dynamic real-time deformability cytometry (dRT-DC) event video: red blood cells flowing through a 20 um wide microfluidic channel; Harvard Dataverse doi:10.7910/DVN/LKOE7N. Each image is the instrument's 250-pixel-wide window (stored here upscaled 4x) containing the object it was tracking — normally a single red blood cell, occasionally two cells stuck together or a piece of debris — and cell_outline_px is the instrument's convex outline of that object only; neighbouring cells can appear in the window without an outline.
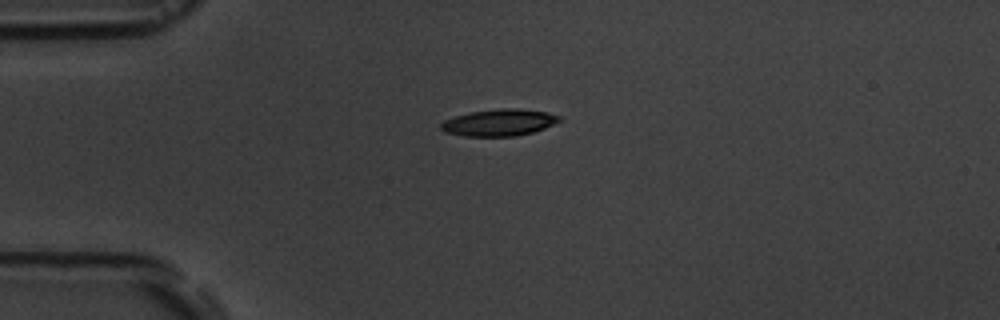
{"species": "common noctule bat (a hibernating species)", "species_latin": "Nyctalus noctula", "temperature_condition": "room temperature", "stored_images_in_passage": 13, "camera_frame_rate_fps": 3000, "um_per_image_px": 0.085, "animal": {"sex": "male", "body_mass_g": 19.5, "forearm_length_mm": 54.6}, "frame": {"image": 1, "passage_image": 1, "time_ms": 0.0, "image_size_px": [1000, 320], "cell_outline_px": [[560, 120], [544, 128], [532, 132], [516, 136], [464, 136], [444, 132], [440, 128], [440, 124], [444, 120], [456, 116], [472, 112], [496, 108], [516, 108], [544, 112], [560, 116]], "centroid_in_image_um": [42.38, 10.42], "position_along_channel_um": 42.6, "area_um2": 18.26}}
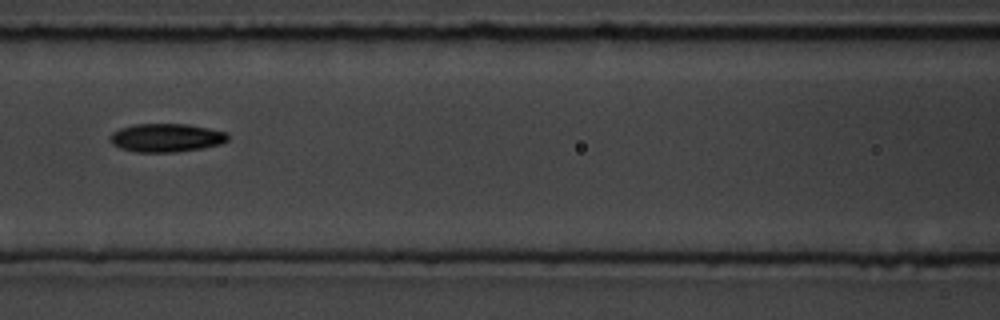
{"frame": {"image": 2, "passage_image": 4, "time_ms": 3.667, "image_size_px": [1000, 320], "cell_outline_px": [[228, 140], [220, 144], [204, 148], [176, 152], [136, 152], [120, 148], [112, 144], [108, 140], [108, 136], [112, 132], [120, 128], [136, 124], [188, 124], [228, 132]], "centroid_in_image_um": [14.11, 11.71], "position_along_channel_um": 152.5, "area_um2": 19.71}}
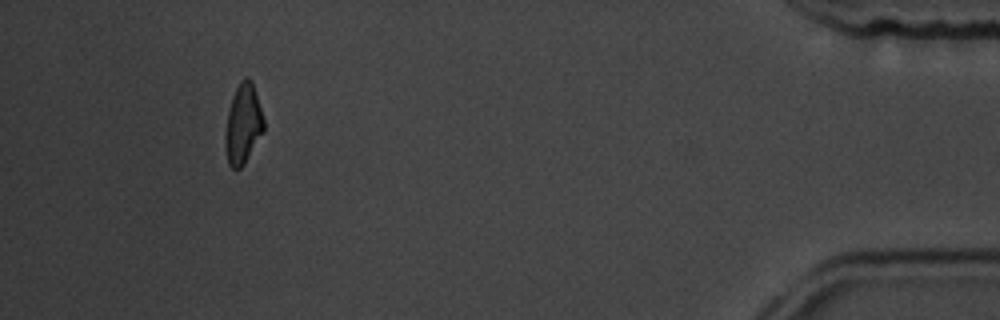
{"frame": {"image": 3, "passage_image": 12, "time_ms": 12.667, "image_size_px": [1000, 320], "cell_outline_px": [[264, 132], [244, 164], [240, 168], [232, 168], [228, 164], [224, 144], [224, 136], [228, 112], [232, 96], [240, 80], [244, 76], [248, 76], [252, 80], [264, 120]], "centroid_in_image_um": [20.65, 10.53], "position_along_channel_um": 414.5, "area_um2": 18.09}, "authors_computed_cell_mechanics": {"area_um2": 18.8428, "velocity_mm_per_s": 3.6576, "shape_relaxation_time_tau1_ms": 3.6768, "shape_relaxation_time_tau2_ms": null, "deformation_change_tau1": 0.1138, "deformation_change_tau2": null}}